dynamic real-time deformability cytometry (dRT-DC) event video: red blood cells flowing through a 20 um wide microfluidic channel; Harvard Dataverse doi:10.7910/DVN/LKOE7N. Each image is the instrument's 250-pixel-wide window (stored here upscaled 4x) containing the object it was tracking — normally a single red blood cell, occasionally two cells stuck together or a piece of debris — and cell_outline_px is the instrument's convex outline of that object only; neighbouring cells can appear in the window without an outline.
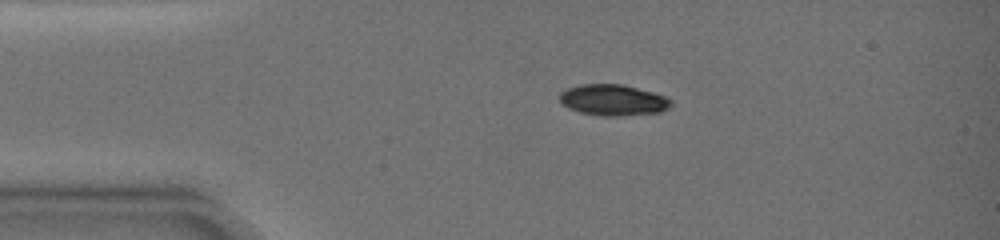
{"species": "common noctule bat (a hibernating species)", "species_latin": "Nyctalus noctula", "temperature_condition": "warm", "stored_images_in_passage": 12, "camera_frame_rate_fps": 3000, "um_per_image_px": 0.085, "animal": {"sex": "female", "body_mass_g": 19.0, "forearm_length_mm": 51.5}, "frame": {"image": 1, "passage_image": 2, "time_ms": 0.667, "image_size_px": [1000, 240], "cell_outline_px": [[672, 104], [668, 108], [660, 112], [620, 116], [604, 116], [580, 112], [568, 108], [560, 100], [560, 92], [568, 88], [580, 84], [624, 84], [652, 92], [664, 96], [672, 100]], "centroid_in_image_um": [52.12, 8.5], "position_along_channel_um": 32.9, "area_um2": 20.11}}